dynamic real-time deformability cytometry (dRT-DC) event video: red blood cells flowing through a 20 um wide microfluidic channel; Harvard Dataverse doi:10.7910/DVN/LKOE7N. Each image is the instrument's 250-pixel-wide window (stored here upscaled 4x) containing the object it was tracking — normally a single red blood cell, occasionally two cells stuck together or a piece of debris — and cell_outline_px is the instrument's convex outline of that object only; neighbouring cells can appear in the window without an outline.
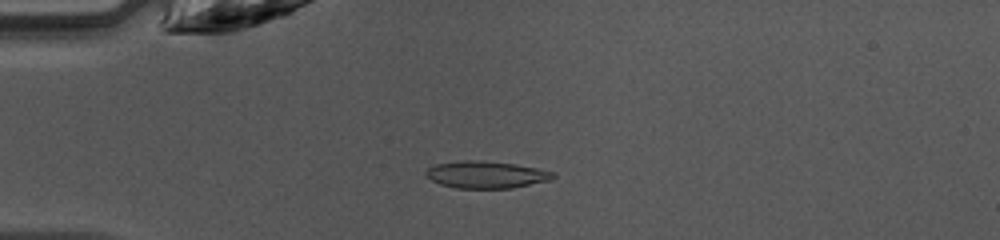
{"species": "common noctule bat (a hibernating species)", "species_latin": "Nyctalus noctula", "temperature_condition": "warm", "stored_images_in_passage": 47, "camera_frame_rate_fps": 3000, "um_per_image_px": 0.085, "animal": {"sex": "female", "body_mass_g": 10.0, "forearm_length_mm": 53.1}, "frame": {"image": 1, "passage_image": 12, "time_ms": 3.667, "image_size_px": [1000, 240], "cell_outline_px": [[556, 176], [552, 180], [512, 188], [456, 188], [440, 184], [432, 180], [424, 172], [428, 168], [436, 164], [464, 160], [480, 160], [516, 164], [556, 172]], "centroid_in_image_um": [41.37, 14.84], "position_along_channel_um": 43.6, "area_um2": 20.11}}
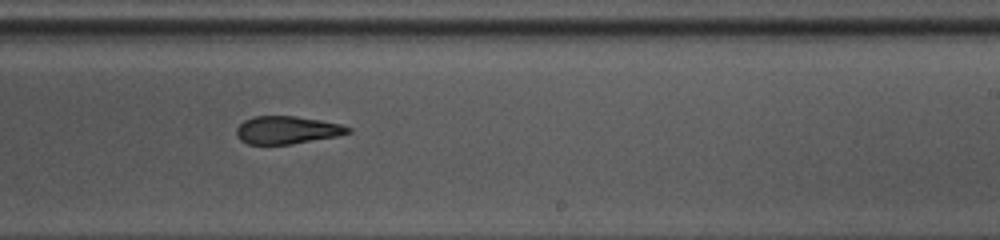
{"frame": {"image": 2, "passage_image": 29, "time_ms": 9.333, "image_size_px": [1000, 240], "cell_outline_px": [[352, 132], [336, 136], [292, 144], [248, 144], [240, 140], [236, 136], [236, 128], [244, 120], [252, 116], [296, 116], [320, 120], [340, 124], [352, 128]], "centroid_in_image_um": [24.38, 11.05], "position_along_channel_um": 264.6, "area_um2": 18.09}}
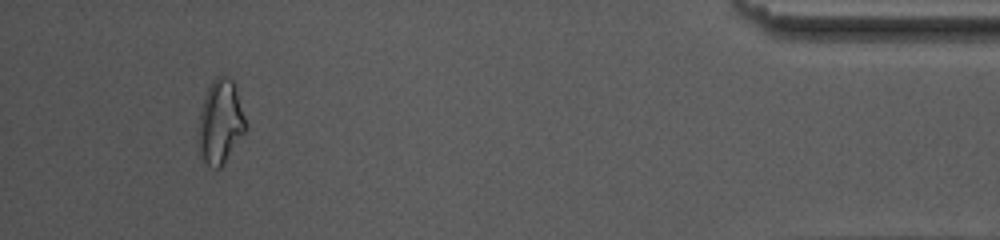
{"frame": {"image": 3, "passage_image": 44, "time_ms": 14.333, "image_size_px": [1000, 240], "cell_outline_px": [[248, 128], [220, 168], [212, 168], [200, 156], [196, 140], [196, 132], [200, 112], [208, 88], [212, 80], [216, 76], [224, 76], [232, 80], [236, 84], [248, 124]], "centroid_in_image_um": [18.73, 10.36], "position_along_channel_um": 416.5, "area_um2": 23.7}, "authors_computed_cell_mechanics": {"area_um2": 19.3052, "velocity_mm_per_s": 4.2368, "shape_relaxation_time_tau1_ms": null, "shape_relaxation_time_tau2_ms": 2.1668, "deformation_change_tau1": null, "deformation_change_tau2": 0.1017}}